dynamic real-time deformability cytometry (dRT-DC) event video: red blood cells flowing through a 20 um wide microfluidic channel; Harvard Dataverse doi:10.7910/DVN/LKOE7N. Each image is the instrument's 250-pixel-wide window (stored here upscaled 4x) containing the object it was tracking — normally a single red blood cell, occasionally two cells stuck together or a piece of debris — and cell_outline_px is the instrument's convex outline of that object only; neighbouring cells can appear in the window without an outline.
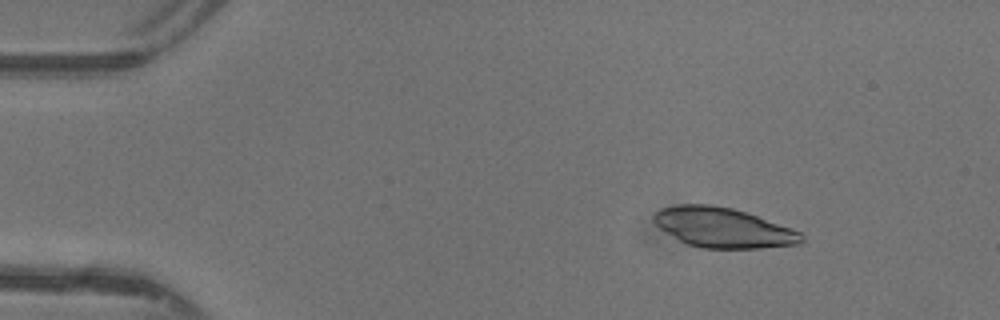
{"species": "common noctule bat (a hibernating species)", "species_latin": "Nyctalus noctula", "temperature_condition": "warm", "stored_images_in_passage": 46, "camera_frame_rate_fps": 3000, "um_per_image_px": 0.085, "animal": {"sex": "female"}, "frame": {"image": 1, "passage_image": 6, "time_ms": 1.667, "image_size_px": [1000, 320], "cell_outline_px": [[804, 240], [800, 244], [760, 248], [704, 248], [688, 244], [680, 240], [660, 228], [652, 220], [652, 216], [660, 208], [676, 204], [712, 204], [732, 208], [792, 228], [800, 232], [804, 236]], "centroid_in_image_um": [61.46, 19.34], "position_along_channel_um": 23.5, "area_um2": 34.16}}